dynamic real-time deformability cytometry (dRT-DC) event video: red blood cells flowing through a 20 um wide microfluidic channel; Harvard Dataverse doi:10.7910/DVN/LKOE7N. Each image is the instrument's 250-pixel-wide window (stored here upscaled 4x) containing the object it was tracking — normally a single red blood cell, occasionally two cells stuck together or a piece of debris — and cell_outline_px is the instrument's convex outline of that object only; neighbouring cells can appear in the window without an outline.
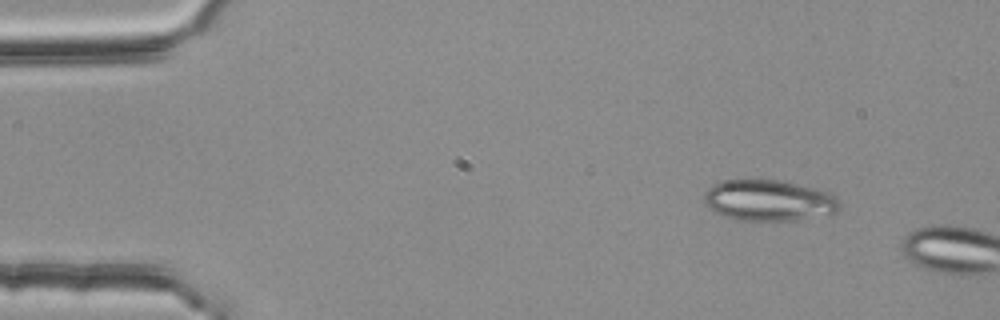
{"species": "common noctule bat (a hibernating species)", "species_latin": "Nyctalus noctula", "temperature_condition": "room temperature", "stored_images_in_passage": 4, "camera_frame_rate_fps": 3000, "um_per_image_px": 0.085, "animal": {"sex": "female", "body_mass_g": 25.1}, "frame": {"image": 1, "passage_image": 1, "time_ms": 0.0, "image_size_px": [1000, 320], "cell_outline_px": [[840, 208], [836, 212], [796, 220], [732, 220], [712, 212], [704, 204], [704, 192], [712, 184], [720, 180], [780, 180], [832, 192], [840, 200]], "centroid_in_image_um": [65.31, 17.03], "position_along_channel_um": 19.7, "area_um2": 32.83}}